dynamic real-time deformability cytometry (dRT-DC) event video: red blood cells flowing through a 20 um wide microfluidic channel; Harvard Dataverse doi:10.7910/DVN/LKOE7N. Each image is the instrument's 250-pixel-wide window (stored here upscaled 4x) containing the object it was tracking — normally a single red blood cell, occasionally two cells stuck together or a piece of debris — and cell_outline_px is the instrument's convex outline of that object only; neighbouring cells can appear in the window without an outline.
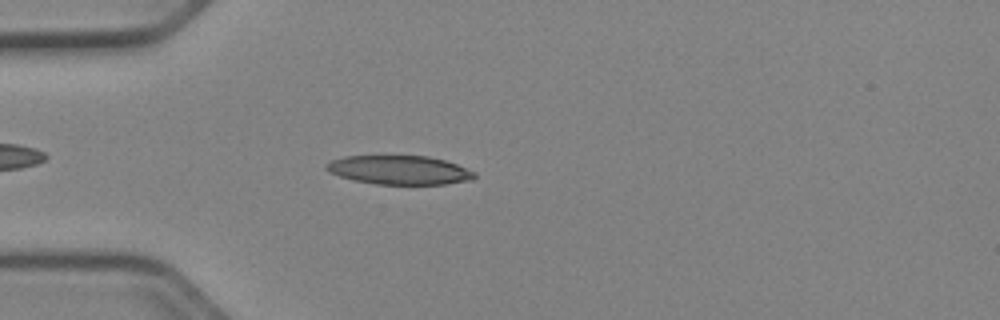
{"species": "Egyptian fruit bat (a non-hibernating species)", "species_latin": "Rousettus aegyptiacus", "temperature_condition": "cold", "stored_images_in_passage": 43, "camera_frame_rate_fps": 3000, "um_per_image_px": 0.085, "animal": {"sex": "female"}, "frame": {"image": 1, "passage_image": 6, "time_ms": 1.667, "image_size_px": [1000, 320], "cell_outline_px": [[476, 176], [472, 180], [444, 184], [376, 184], [352, 180], [328, 172], [324, 168], [324, 164], [332, 160], [344, 156], [428, 156], [444, 160], [456, 164], [476, 172]], "centroid_in_image_um": [33.92, 14.45], "position_along_channel_um": 51.1, "area_um2": 25.03}}
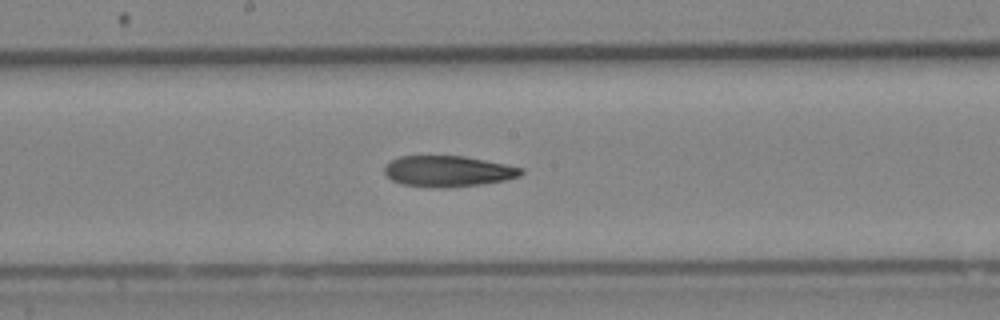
{"frame": {"image": 2, "passage_image": 19, "time_ms": 6.0, "image_size_px": [1000, 320], "cell_outline_px": [[524, 172], [520, 176], [504, 180], [480, 184], [448, 188], [436, 188], [400, 184], [392, 180], [384, 172], [384, 168], [392, 160], [400, 156], [464, 156], [524, 168]], "centroid_in_image_um": [38.08, 14.56], "position_along_channel_um": 210.1, "area_um2": 24.57}}
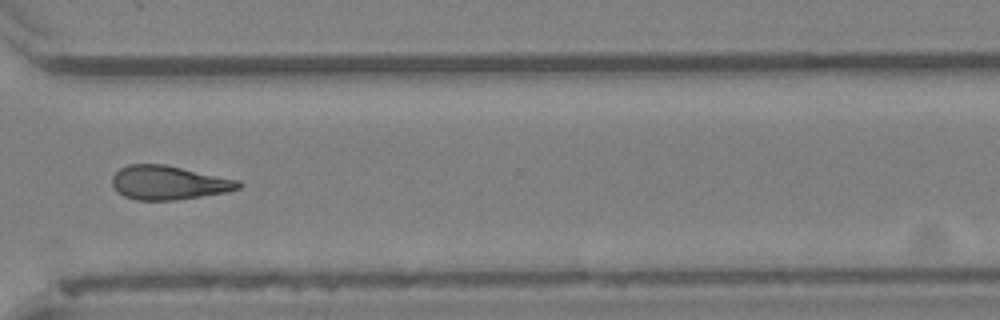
{"frame": {"image": 3, "passage_image": 30, "time_ms": 9.667, "image_size_px": [1000, 320], "cell_outline_px": [[244, 184], [240, 188], [228, 192], [176, 200], [136, 200], [124, 196], [112, 184], [112, 176], [120, 168], [128, 164], [164, 164], [240, 180]], "centroid_in_image_um": [14.38, 15.53], "position_along_channel_um": 356.2, "area_um2": 25.03}}